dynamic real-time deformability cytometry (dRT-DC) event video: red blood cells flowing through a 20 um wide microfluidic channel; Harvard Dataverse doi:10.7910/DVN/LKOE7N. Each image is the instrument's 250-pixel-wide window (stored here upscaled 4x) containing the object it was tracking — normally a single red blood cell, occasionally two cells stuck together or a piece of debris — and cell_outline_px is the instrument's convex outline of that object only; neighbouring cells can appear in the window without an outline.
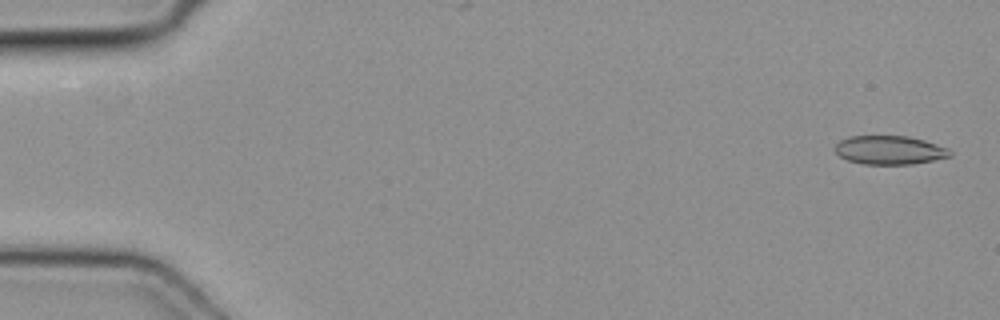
{"species": "common noctule bat (a hibernating species)", "species_latin": "Nyctalus noctula", "temperature_condition": "cold", "stored_images_in_passage": 49, "camera_frame_rate_fps": 3000, "um_per_image_px": 0.085, "animal": {"sex": "female", "body_mass_g": 19.3, "forearm_length_mm": 54.1}, "frame": {"image": 1, "passage_image": 2, "time_ms": 0.333, "image_size_px": [1000, 320], "cell_outline_px": [[952, 156], [912, 164], [864, 164], [848, 160], [840, 156], [832, 148], [840, 140], [848, 136], [908, 136], [924, 140], [948, 148], [952, 152]], "centroid_in_image_um": [75.6, 12.75], "position_along_channel_um": 9.4, "area_um2": 19.25}}
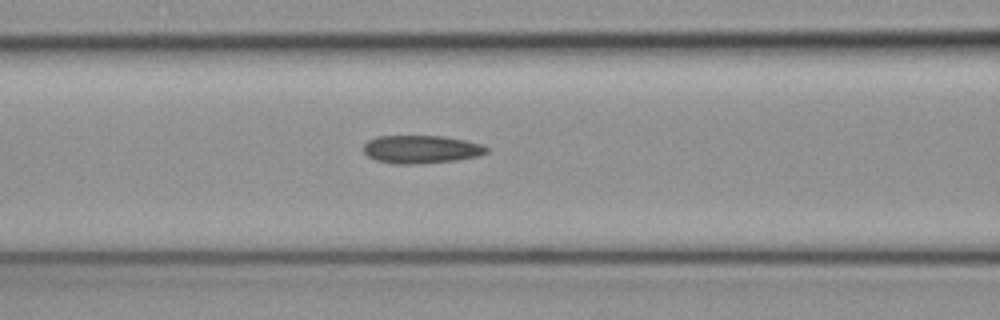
{"frame": {"image": 2, "passage_image": 21, "time_ms": 6.667, "image_size_px": [1000, 320], "cell_outline_px": [[488, 152], [480, 156], [456, 160], [416, 164], [396, 164], [376, 160], [368, 156], [364, 152], [364, 144], [368, 140], [376, 136], [444, 136], [464, 140], [480, 144], [488, 148]], "centroid_in_image_um": [35.8, 12.69], "position_along_channel_um": 130.8, "area_um2": 20.11}}
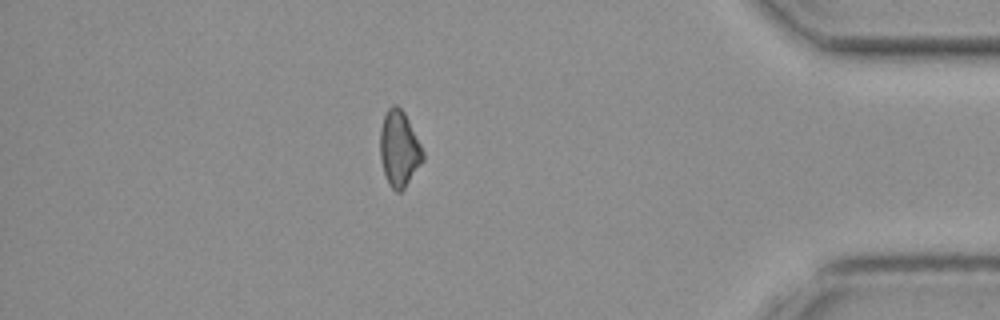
{"frame": {"image": 3, "passage_image": 43, "time_ms": 14.0, "image_size_px": [1000, 320], "cell_outline_px": [[424, 160], [404, 188], [400, 192], [396, 192], [388, 184], [384, 172], [380, 156], [380, 128], [384, 116], [388, 108], [392, 104], [396, 104], [404, 112], [424, 152]], "centroid_in_image_um": [33.92, 12.64], "position_along_channel_um": 401.3, "area_um2": 18.79}}